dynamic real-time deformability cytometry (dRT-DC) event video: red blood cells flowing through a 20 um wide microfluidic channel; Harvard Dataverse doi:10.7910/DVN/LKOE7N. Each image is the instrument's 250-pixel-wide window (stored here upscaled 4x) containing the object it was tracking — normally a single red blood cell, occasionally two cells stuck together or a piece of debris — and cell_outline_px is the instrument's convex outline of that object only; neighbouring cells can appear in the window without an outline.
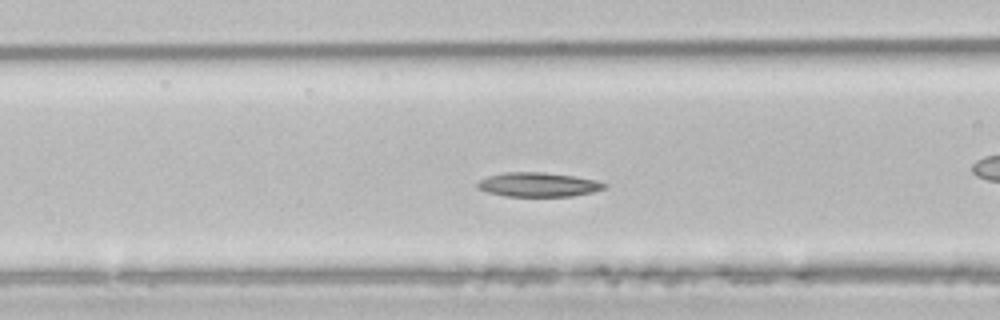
{"species": "common noctule bat (a hibernating species)", "species_latin": "Nyctalus noctula", "temperature_condition": "room temperature", "stored_images_in_passage": 39, "camera_frame_rate_fps": 3000, "um_per_image_px": 0.085, "animal": {"sex": "male", "body_mass_g": 21.5, "forearm_length_mm": 52.0}, "frame": {"image": 1, "passage_image": 6, "time_ms": 1.667, "image_size_px": [1000, 320], "cell_outline_px": [[608, 184], [604, 188], [592, 192], [572, 196], [504, 196], [488, 192], [476, 188], [476, 184], [480, 180], [488, 176], [504, 172], [544, 172], [572, 176], [596, 180]], "centroid_in_image_um": [45.72, 15.69], "position_along_channel_um": 120.9, "area_um2": 17.86}}
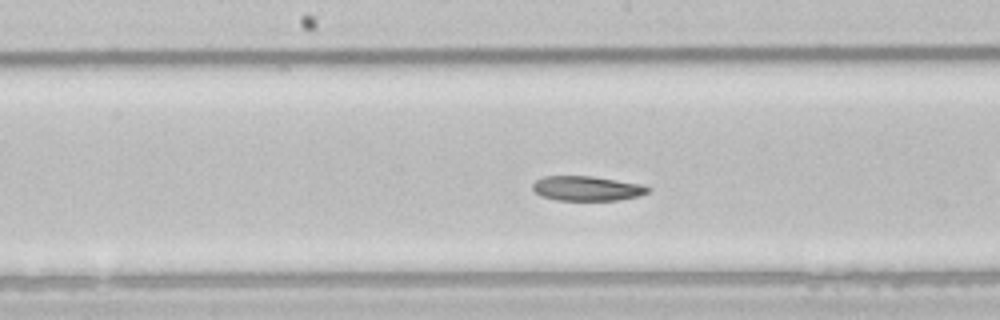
{"frame": {"image": 2, "passage_image": 12, "time_ms": 3.667, "image_size_px": [1000, 320], "cell_outline_px": [[652, 188], [648, 192], [640, 196], [620, 200], [556, 200], [540, 196], [532, 188], [532, 184], [536, 180], [544, 176], [592, 176], [640, 184]], "centroid_in_image_um": [49.88, 16.02], "position_along_channel_um": 198.3, "area_um2": 16.65}, "authors_computed_cell_mechanics": {"area_um2": 18.496, "velocity_mm_per_s": 3.86, "shape_relaxation_time_tau1_ms": 6.6406, "shape_relaxation_time_tau2_ms": 5.6824, "deformation_change_tau1": 0.1459, "deformation_change_tau2": 0.1031}}